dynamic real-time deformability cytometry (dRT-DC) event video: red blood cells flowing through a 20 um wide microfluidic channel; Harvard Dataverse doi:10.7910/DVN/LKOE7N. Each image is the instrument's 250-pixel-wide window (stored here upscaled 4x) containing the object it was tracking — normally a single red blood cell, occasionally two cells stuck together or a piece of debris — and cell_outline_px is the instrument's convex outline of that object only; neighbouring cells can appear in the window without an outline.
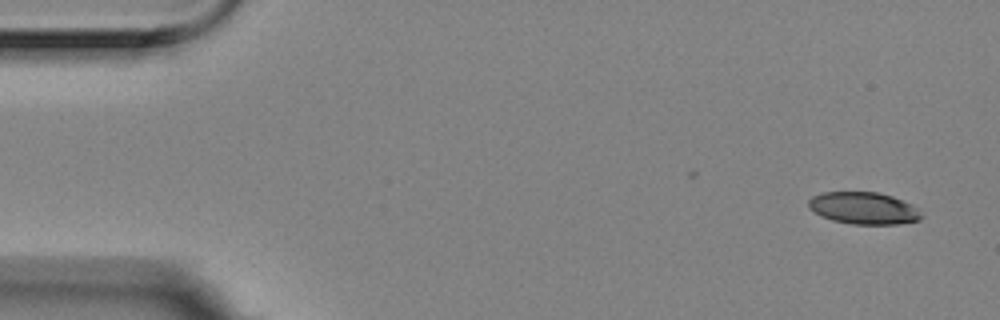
{"species": "Egyptian fruit bat (a non-hibernating species)", "species_latin": "Rousettus aegyptiacus", "temperature_condition": "room temperature", "stored_images_in_passage": 5, "camera_frame_rate_fps": 3000, "um_per_image_px": 0.085, "animal": {"sex": "female"}, "frame": {"image": 1, "passage_image": 1, "time_ms": 0.0, "image_size_px": [1000, 320], "cell_outline_px": [[924, 216], [920, 220], [900, 224], [852, 224], [832, 220], [820, 216], [808, 208], [808, 200], [812, 196], [824, 192], [876, 192], [892, 196], [912, 204]], "centroid_in_image_um": [73.4, 17.7], "position_along_channel_um": 11.6, "area_um2": 21.21}}